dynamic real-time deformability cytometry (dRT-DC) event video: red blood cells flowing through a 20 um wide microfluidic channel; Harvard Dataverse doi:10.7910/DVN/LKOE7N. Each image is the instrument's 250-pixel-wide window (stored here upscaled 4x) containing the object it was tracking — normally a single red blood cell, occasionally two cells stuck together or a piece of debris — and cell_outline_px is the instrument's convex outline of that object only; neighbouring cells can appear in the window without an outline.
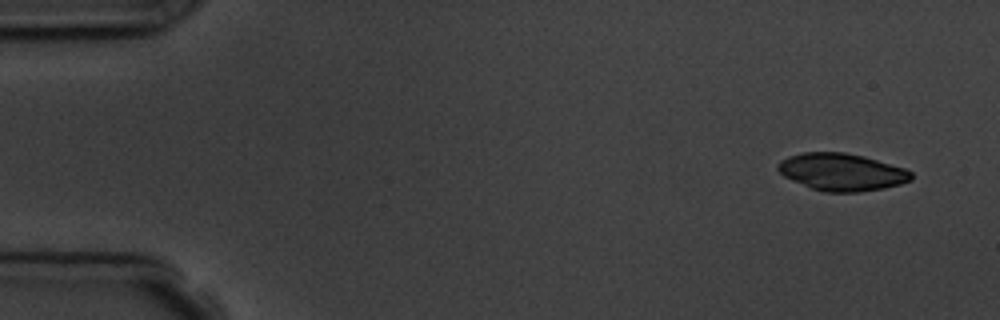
{"species": "common noctule bat (a hibernating species)", "species_latin": "Nyctalus noctula", "temperature_condition": "room temperature", "stored_images_in_passage": 4, "camera_frame_rate_fps": 3000, "um_per_image_px": 0.085, "animal": {"sex": "male", "body_mass_g": 19.5, "forearm_length_mm": 54.6}, "frame": {"image": 1, "passage_image": 1, "time_ms": 0.0, "image_size_px": [1000, 320], "cell_outline_px": [[912, 180], [900, 184], [884, 188], [860, 192], [824, 192], [812, 188], [792, 180], [784, 176], [776, 168], [776, 164], [780, 160], [788, 156], [804, 152], [844, 152], [864, 156], [904, 168], [912, 172]], "centroid_in_image_um": [71.54, 14.62], "position_along_channel_um": 13.5, "area_um2": 29.02}}